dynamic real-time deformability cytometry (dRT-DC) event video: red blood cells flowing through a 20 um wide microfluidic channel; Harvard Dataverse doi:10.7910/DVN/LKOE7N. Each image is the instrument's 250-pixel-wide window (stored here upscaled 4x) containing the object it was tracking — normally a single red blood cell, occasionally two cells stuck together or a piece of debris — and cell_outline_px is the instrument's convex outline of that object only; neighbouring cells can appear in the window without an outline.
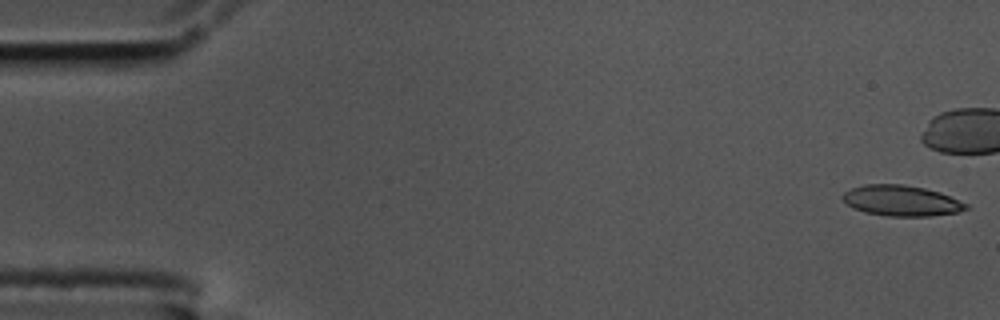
{"species": "common noctule bat (a hibernating species)", "species_latin": "Nyctalus noctula", "temperature_condition": "cold", "stored_images_in_passage": 45, "camera_frame_rate_fps": 3000, "um_per_image_px": 0.085, "animal": {"sex": "male", "body_mass_g": 17.5, "forearm_length_mm": 52.3}, "frame": {"image": 1, "passage_image": 1, "time_ms": 0.0, "image_size_px": [1000, 320], "cell_outline_px": [[968, 208], [956, 212], [932, 216], [888, 216], [864, 212], [852, 208], [840, 196], [844, 192], [852, 188], [864, 184], [904, 184], [924, 188], [940, 192], [968, 204]], "centroid_in_image_um": [76.59, 17.05], "position_along_channel_um": 8.4, "area_um2": 22.02}}
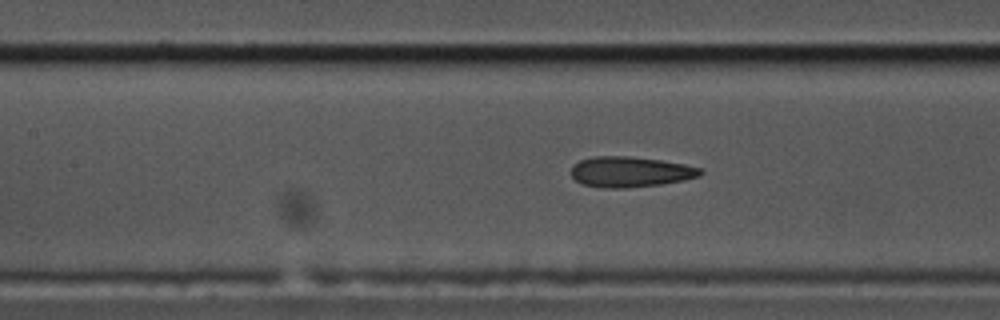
{"frame": {"image": 2, "passage_image": 25, "time_ms": 8.0, "image_size_px": [1000, 320], "cell_outline_px": [[704, 172], [700, 176], [684, 180], [660, 184], [624, 188], [608, 188], [584, 184], [576, 180], [572, 176], [572, 168], [580, 160], [592, 156], [628, 156], [660, 160], [684, 164], [700, 168]], "centroid_in_image_um": [53.6, 14.6], "position_along_channel_um": 153.8, "area_um2": 22.72}}
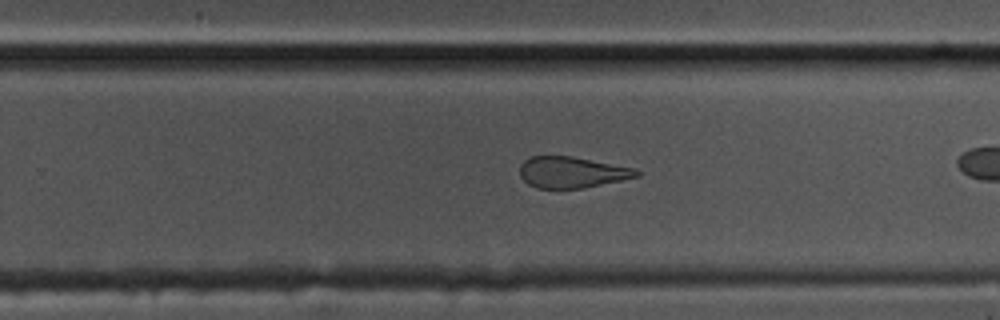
{"frame": {"image": 3, "passage_image": 36, "time_ms": 11.667, "image_size_px": [1000, 320], "cell_outline_px": [[640, 176], [584, 188], [536, 188], [528, 184], [520, 176], [520, 164], [524, 160], [532, 156], [572, 156], [636, 168], [640, 172]], "centroid_in_image_um": [48.61, 14.64], "position_along_channel_um": 281.2, "area_um2": 21.27}}